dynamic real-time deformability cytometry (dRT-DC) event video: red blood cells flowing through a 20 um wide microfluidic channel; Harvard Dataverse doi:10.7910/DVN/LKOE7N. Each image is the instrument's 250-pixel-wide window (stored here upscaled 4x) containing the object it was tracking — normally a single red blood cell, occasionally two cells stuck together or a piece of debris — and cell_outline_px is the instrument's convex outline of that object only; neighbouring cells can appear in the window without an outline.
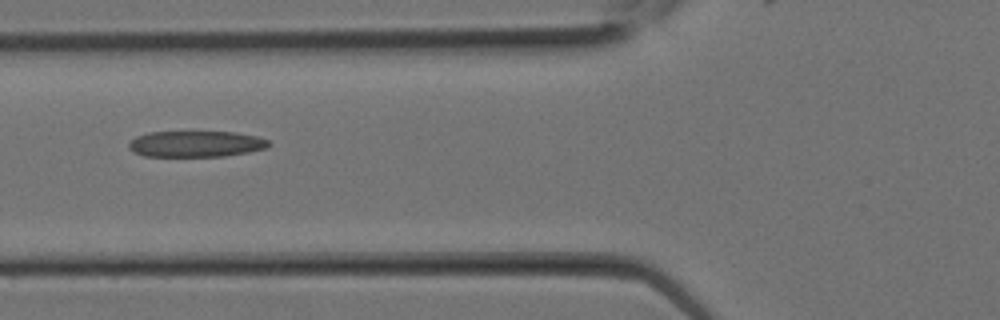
{"species": "Egyptian fruit bat (a non-hibernating species)", "species_latin": "Rousettus aegyptiacus", "temperature_condition": "room temperature", "stored_images_in_passage": 11, "camera_frame_rate_fps": 3000, "um_per_image_px": 0.085, "animal": {"sex": "female"}, "frame": {"image": 1, "passage_image": 10, "time_ms": 3.0, "image_size_px": [1000, 320], "cell_outline_px": [[272, 144], [268, 148], [248, 152], [224, 156], [144, 156], [128, 148], [128, 144], [136, 136], [148, 132], [236, 132], [256, 136], [268, 140]], "centroid_in_image_um": [16.68, 12.23], "position_along_channel_um": 109.1, "area_um2": 21.27}}